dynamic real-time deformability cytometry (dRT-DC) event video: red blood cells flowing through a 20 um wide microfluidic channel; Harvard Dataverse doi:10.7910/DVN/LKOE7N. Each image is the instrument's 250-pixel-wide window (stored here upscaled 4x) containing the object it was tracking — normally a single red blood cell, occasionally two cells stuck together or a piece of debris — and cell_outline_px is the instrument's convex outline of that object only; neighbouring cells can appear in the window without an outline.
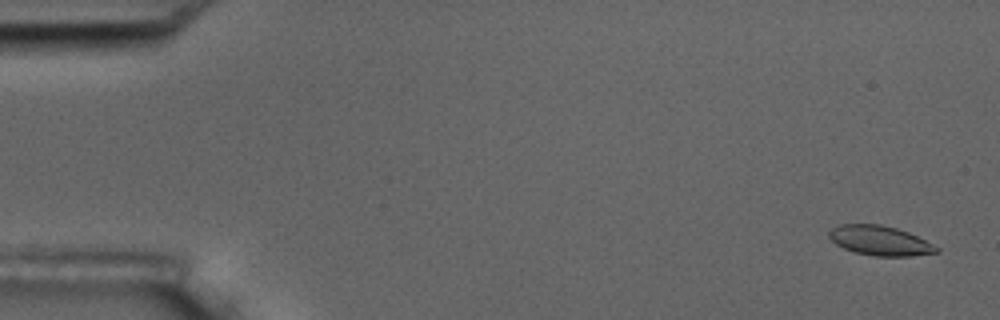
{"species": "common noctule bat (a hibernating species)", "species_latin": "Nyctalus noctula", "temperature_condition": "room temperature", "stored_images_in_passage": 5, "camera_frame_rate_fps": 3000, "um_per_image_px": 0.085, "animal": {"sex": "male", "body_mass_g": 17.5, "forearm_length_mm": 52.3}, "frame": {"image": 1, "passage_image": 1, "time_ms": 0.0, "image_size_px": [1000, 320], "cell_outline_px": [[940, 252], [908, 256], [872, 256], [852, 252], [836, 244], [828, 236], [828, 232], [832, 228], [840, 224], [880, 224], [896, 228], [908, 232], [940, 248]], "centroid_in_image_um": [74.77, 20.46], "position_along_channel_um": 10.2, "area_um2": 18.55}}
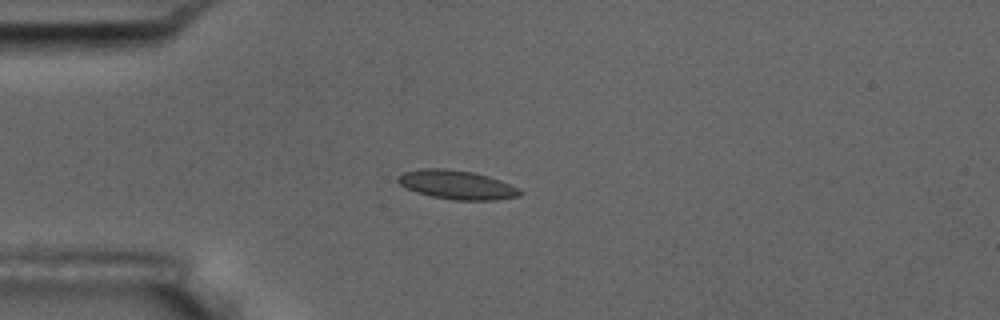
{"frame": {"image": 2, "passage_image": 4, "time_ms": 4.333, "image_size_px": [1000, 320], "cell_outline_px": [[524, 192], [520, 196], [496, 200], [456, 200], [432, 196], [408, 188], [400, 184], [396, 180], [396, 176], [404, 172], [420, 168], [444, 168], [472, 172], [488, 176], [500, 180], [520, 188]], "centroid_in_image_um": [38.87, 15.7], "position_along_channel_um": 46.1, "area_um2": 20.52}}